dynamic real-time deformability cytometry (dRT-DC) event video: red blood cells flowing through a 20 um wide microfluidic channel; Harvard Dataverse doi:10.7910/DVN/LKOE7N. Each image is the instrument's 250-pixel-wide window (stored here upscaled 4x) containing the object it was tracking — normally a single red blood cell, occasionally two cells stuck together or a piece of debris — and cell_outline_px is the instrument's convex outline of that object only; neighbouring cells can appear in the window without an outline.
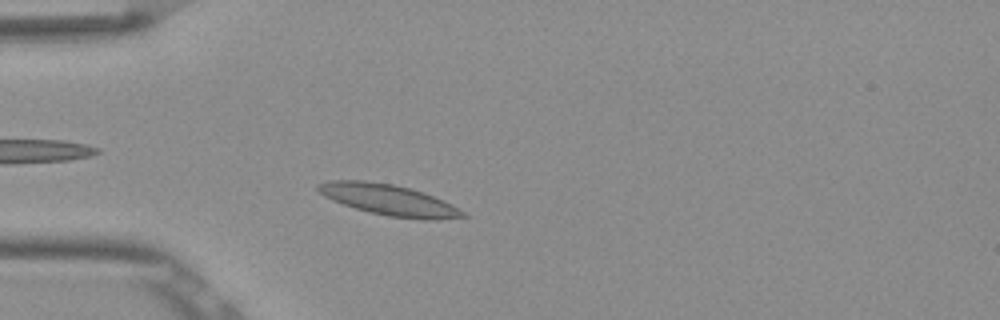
{"species": "Egyptian fruit bat (a non-hibernating species)", "species_latin": "Rousettus aegyptiacus", "temperature_condition": "room temperature", "stored_images_in_passage": 47, "camera_frame_rate_fps": 3000, "um_per_image_px": 0.085, "frame": {"image": 1, "passage_image": 9, "time_ms": 2.667, "image_size_px": [1000, 320], "cell_outline_px": [[468, 216], [436, 220], [424, 220], [388, 216], [356, 208], [332, 200], [324, 196], [316, 188], [316, 184], [328, 180], [364, 180], [392, 184], [408, 188], [444, 200], [452, 204], [464, 212]], "centroid_in_image_um": [33.04, 16.99], "position_along_channel_um": 52.0, "area_um2": 25.84}}
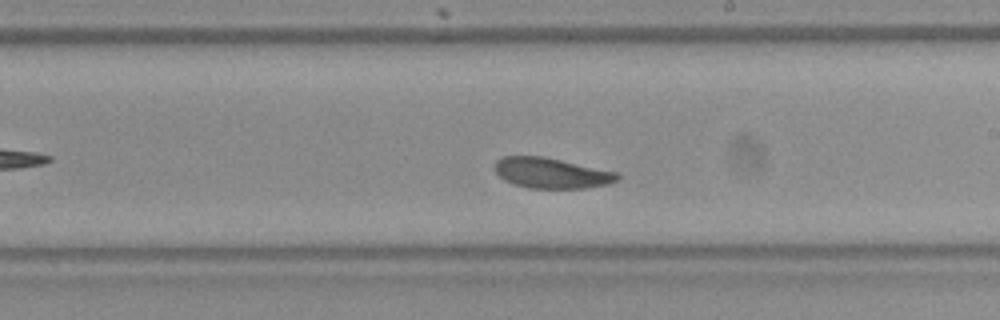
{"frame": {"image": 2, "passage_image": 25, "time_ms": 8.0, "image_size_px": [1000, 320], "cell_outline_px": [[620, 180], [608, 184], [588, 188], [528, 188], [504, 180], [492, 168], [496, 160], [504, 156], [544, 156], [620, 172]], "centroid_in_image_um": [46.91, 14.7], "position_along_channel_um": 242.1, "area_um2": 22.14}}
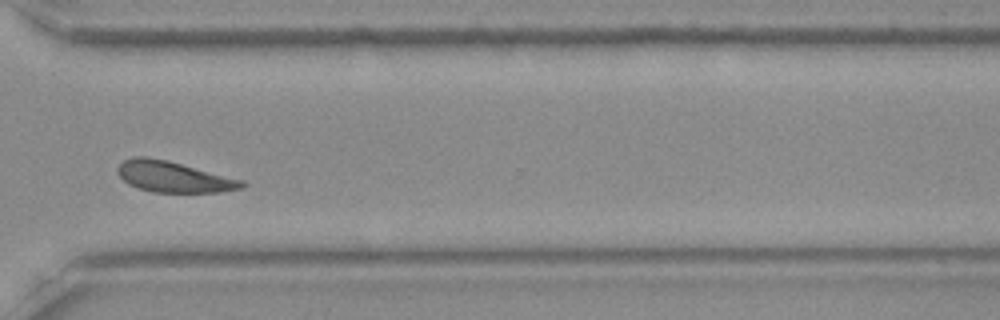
{"frame": {"image": 3, "passage_image": 34, "time_ms": 11.0, "image_size_px": [1000, 320], "cell_outline_px": [[248, 184], [244, 188], [220, 192], [152, 192], [128, 184], [116, 172], [116, 168], [124, 160], [132, 156], [148, 156], [168, 160], [244, 180]], "centroid_in_image_um": [14.77, 15.02], "position_along_channel_um": 355.8, "area_um2": 22.6}, "authors_computed_cell_mechanics": {"area_um2": 22.542, "velocity_mm_per_s": 3.7807, "shape_relaxation_time_tau1_ms": 5.0084, "shape_relaxation_time_tau2_ms": null, "deformation_change_tau1": 0.1464, "deformation_change_tau2": null}}